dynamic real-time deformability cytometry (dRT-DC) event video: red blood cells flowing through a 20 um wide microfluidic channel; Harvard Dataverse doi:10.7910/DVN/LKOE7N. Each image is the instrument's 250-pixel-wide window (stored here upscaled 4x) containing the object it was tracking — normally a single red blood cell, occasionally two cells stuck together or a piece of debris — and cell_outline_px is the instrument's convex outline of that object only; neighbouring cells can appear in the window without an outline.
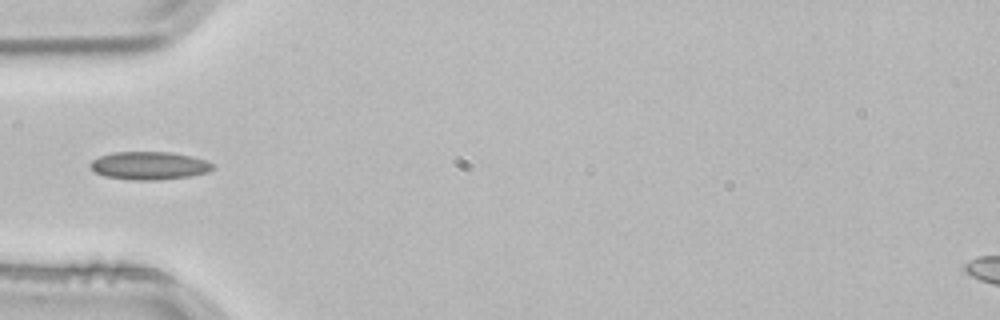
{"species": "common noctule bat (a hibernating species)", "species_latin": "Nyctalus noctula", "temperature_condition": "room temperature", "stored_images_in_passage": 2, "camera_frame_rate_fps": 3000, "um_per_image_px": 0.085, "animal": {"sex": "male", "body_mass_g": 21.5, "forearm_length_mm": 52.0}, "frame": {"image": 1, "passage_image": 2, "time_ms": 0.333, "image_size_px": [1000, 320], "cell_outline_px": [[216, 168], [208, 172], [192, 176], [156, 180], [132, 180], [104, 176], [96, 172], [88, 164], [92, 160], [100, 156], [112, 152], [168, 152], [192, 156], [216, 164]], "centroid_in_image_um": [12.72, 14.08], "position_along_channel_um": 72.3, "area_um2": 20.11}}